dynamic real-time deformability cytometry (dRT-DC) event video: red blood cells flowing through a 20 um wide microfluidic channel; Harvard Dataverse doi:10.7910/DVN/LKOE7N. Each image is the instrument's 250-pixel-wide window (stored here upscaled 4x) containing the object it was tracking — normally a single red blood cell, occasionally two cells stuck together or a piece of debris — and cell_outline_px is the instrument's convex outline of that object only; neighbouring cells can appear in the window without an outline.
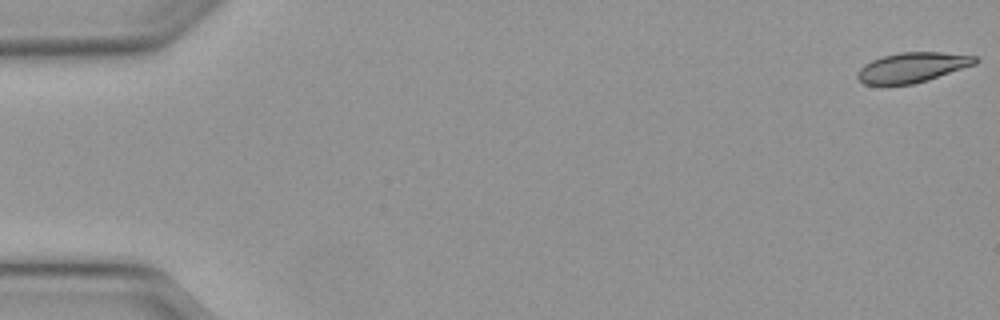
{"species": "Egyptian fruit bat (a non-hibernating species)", "species_latin": "Rousettus aegyptiacus", "temperature_condition": "warm", "stored_images_in_passage": 33, "camera_frame_rate_fps": 3000, "um_per_image_px": 0.085, "animal": {"sex": "female"}, "frame": {"image": 1, "passage_image": 1, "time_ms": 0.0, "image_size_px": [1000, 320], "cell_outline_px": [[980, 60], [976, 64], [928, 80], [912, 84], [864, 84], [856, 76], [860, 68], [864, 64], [872, 60], [884, 56], [900, 52], [940, 52], [976, 56]], "centroid_in_image_um": [77.57, 5.72], "position_along_channel_um": 7.4, "area_um2": 20.4}}
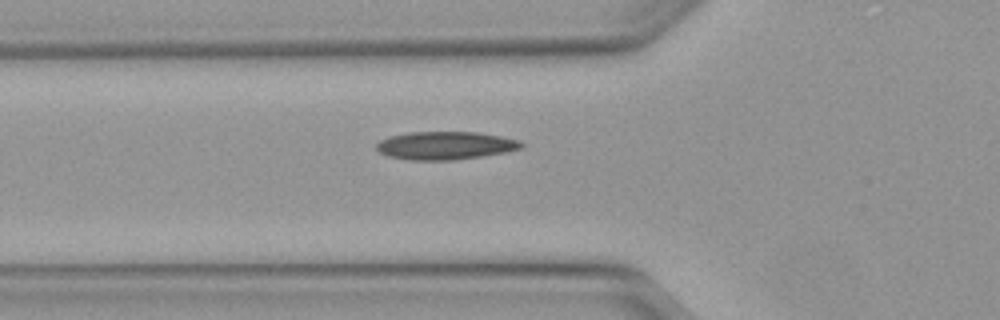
{"frame": {"image": 2, "passage_image": 18, "time_ms": 5.667, "image_size_px": [1000, 320], "cell_outline_px": [[524, 148], [508, 152], [484, 156], [456, 160], [408, 160], [388, 156], [380, 152], [376, 148], [376, 144], [380, 140], [388, 136], [408, 132], [476, 132], [500, 136], [520, 140], [524, 144]], "centroid_in_image_um": [37.88, 12.37], "position_along_channel_um": 87.9, "area_um2": 23.99}}
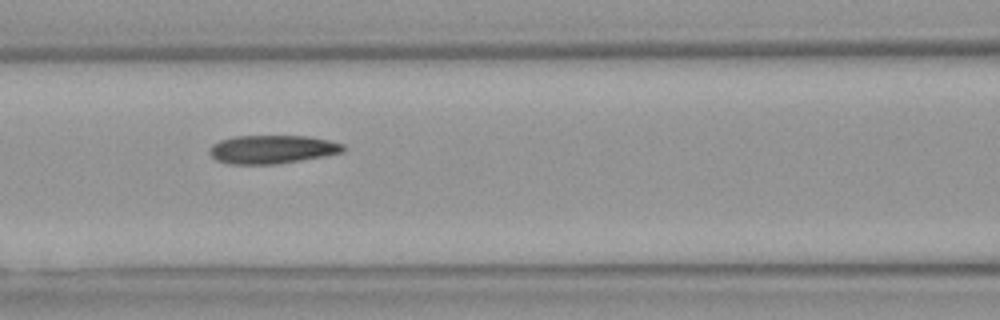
{"frame": {"image": 3, "passage_image": 22, "time_ms": 7.0, "image_size_px": [1000, 320], "cell_outline_px": [[344, 152], [324, 156], [276, 164], [228, 164], [216, 160], [208, 152], [208, 148], [212, 144], [220, 140], [232, 136], [308, 136], [328, 140], [344, 144]], "centroid_in_image_um": [23.09, 12.69], "position_along_channel_um": 143.5, "area_um2": 22.25}}